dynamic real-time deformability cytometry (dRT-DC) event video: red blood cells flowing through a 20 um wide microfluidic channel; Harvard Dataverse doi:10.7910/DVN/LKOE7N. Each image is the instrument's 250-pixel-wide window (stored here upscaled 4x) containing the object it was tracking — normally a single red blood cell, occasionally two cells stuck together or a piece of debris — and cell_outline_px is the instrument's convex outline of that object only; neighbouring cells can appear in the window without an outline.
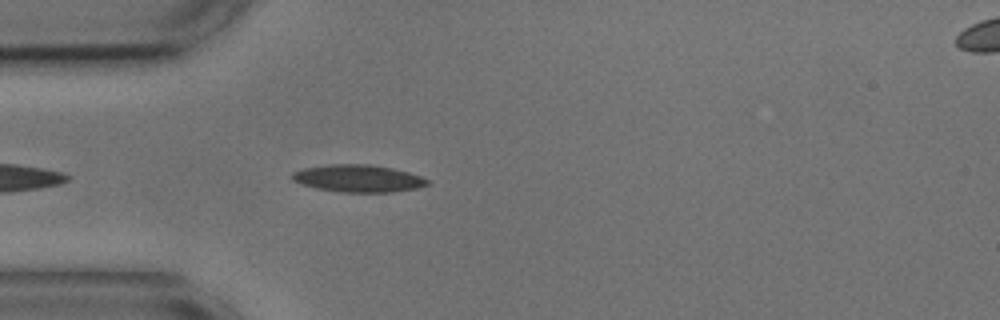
{"species": "common noctule bat (a hibernating species)", "species_latin": "Nyctalus noctula", "temperature_condition": "cold", "stored_images_in_passage": 11, "camera_frame_rate_fps": 3000, "um_per_image_px": 0.085, "animal": {"sex": "male", "body_mass_g": 17.9, "forearm_length_mm": 54.2}, "frame": {"image": 1, "passage_image": 4, "time_ms": 1.0, "image_size_px": [1000, 320], "cell_outline_px": [[432, 184], [416, 188], [392, 192], [344, 192], [316, 188], [300, 184], [292, 180], [288, 176], [292, 172], [304, 168], [328, 164], [368, 164], [392, 168], [408, 172], [432, 180]], "centroid_in_image_um": [30.44, 15.16], "position_along_channel_um": 54.6, "area_um2": 21.73}}